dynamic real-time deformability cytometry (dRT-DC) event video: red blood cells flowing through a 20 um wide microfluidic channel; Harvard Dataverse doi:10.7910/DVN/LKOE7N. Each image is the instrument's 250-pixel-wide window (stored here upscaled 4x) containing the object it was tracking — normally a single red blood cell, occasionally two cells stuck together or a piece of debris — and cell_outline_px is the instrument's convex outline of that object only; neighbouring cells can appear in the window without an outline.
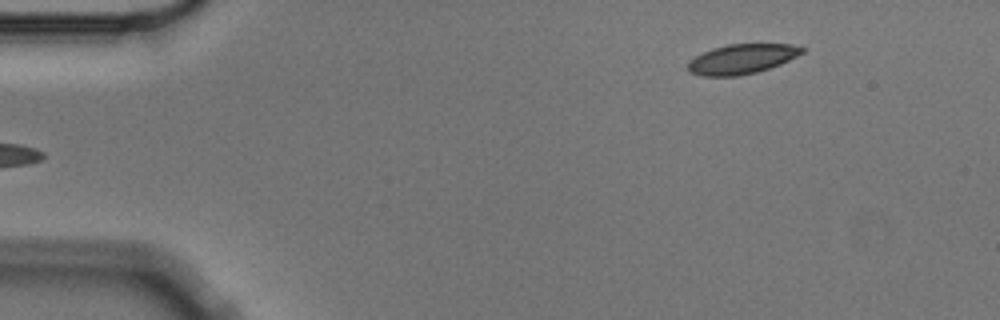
{"species": "Egyptian fruit bat (a non-hibernating species)", "species_latin": "Rousettus aegyptiacus", "temperature_condition": "cold", "stored_images_in_passage": 5, "camera_frame_rate_fps": 3000, "um_per_image_px": 0.085, "animal": {"sex": "male"}, "frame": {"image": 1, "passage_image": 5, "time_ms": 1.333, "image_size_px": [1000, 320], "cell_outline_px": [[804, 52], [780, 64], [756, 72], [736, 76], [700, 76], [688, 72], [688, 60], [712, 48], [728, 44], [792, 44], [804, 48]], "centroid_in_image_um": [63.02, 5.01], "position_along_channel_um": 22.0, "area_um2": 19.71}}